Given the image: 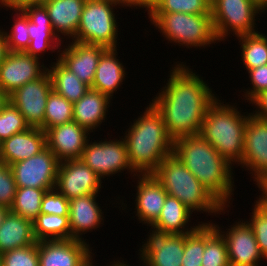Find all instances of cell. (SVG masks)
Returning a JSON list of instances; mask_svg holds the SVG:
<instances>
[{"label":"cell","instance_id":"9","mask_svg":"<svg viewBox=\"0 0 267 266\" xmlns=\"http://www.w3.org/2000/svg\"><path fill=\"white\" fill-rule=\"evenodd\" d=\"M120 139L109 141L105 139L99 142L95 140L90 142L88 139L80 160L100 178L110 177L127 169L129 173H134L133 176H137L130 165L124 138Z\"/></svg>","mask_w":267,"mask_h":266},{"label":"cell","instance_id":"14","mask_svg":"<svg viewBox=\"0 0 267 266\" xmlns=\"http://www.w3.org/2000/svg\"><path fill=\"white\" fill-rule=\"evenodd\" d=\"M234 224L226 232L221 231L216 223L213 224L226 241L230 266H259L260 260L265 258L252 228L244 220Z\"/></svg>","mask_w":267,"mask_h":266},{"label":"cell","instance_id":"41","mask_svg":"<svg viewBox=\"0 0 267 266\" xmlns=\"http://www.w3.org/2000/svg\"><path fill=\"white\" fill-rule=\"evenodd\" d=\"M40 213L69 216V200L56 189L46 191L42 198Z\"/></svg>","mask_w":267,"mask_h":266},{"label":"cell","instance_id":"2","mask_svg":"<svg viewBox=\"0 0 267 266\" xmlns=\"http://www.w3.org/2000/svg\"><path fill=\"white\" fill-rule=\"evenodd\" d=\"M173 154L226 209L232 200V164L199 134L174 140ZM231 199V200H230Z\"/></svg>","mask_w":267,"mask_h":266},{"label":"cell","instance_id":"50","mask_svg":"<svg viewBox=\"0 0 267 266\" xmlns=\"http://www.w3.org/2000/svg\"><path fill=\"white\" fill-rule=\"evenodd\" d=\"M9 96L0 88V111L8 103Z\"/></svg>","mask_w":267,"mask_h":266},{"label":"cell","instance_id":"45","mask_svg":"<svg viewBox=\"0 0 267 266\" xmlns=\"http://www.w3.org/2000/svg\"><path fill=\"white\" fill-rule=\"evenodd\" d=\"M255 182L262 194L261 196L259 195V198L255 200L254 204L267 210V173L262 174Z\"/></svg>","mask_w":267,"mask_h":266},{"label":"cell","instance_id":"35","mask_svg":"<svg viewBox=\"0 0 267 266\" xmlns=\"http://www.w3.org/2000/svg\"><path fill=\"white\" fill-rule=\"evenodd\" d=\"M1 5L12 11L14 10L16 14L14 13L13 18L17 17L14 18V24L10 27L12 29L9 32L4 30L9 52H24L30 43L28 17L21 9L12 8L3 0H0V7Z\"/></svg>","mask_w":267,"mask_h":266},{"label":"cell","instance_id":"13","mask_svg":"<svg viewBox=\"0 0 267 266\" xmlns=\"http://www.w3.org/2000/svg\"><path fill=\"white\" fill-rule=\"evenodd\" d=\"M102 179L80 159L59 164L55 189L68 200L93 193L103 188Z\"/></svg>","mask_w":267,"mask_h":266},{"label":"cell","instance_id":"48","mask_svg":"<svg viewBox=\"0 0 267 266\" xmlns=\"http://www.w3.org/2000/svg\"><path fill=\"white\" fill-rule=\"evenodd\" d=\"M116 4H118V6H123V7H132L137 9L138 7L142 9V0H110Z\"/></svg>","mask_w":267,"mask_h":266},{"label":"cell","instance_id":"37","mask_svg":"<svg viewBox=\"0 0 267 266\" xmlns=\"http://www.w3.org/2000/svg\"><path fill=\"white\" fill-rule=\"evenodd\" d=\"M30 126L26 123L24 116L10 102L0 111V143L14 134L26 131Z\"/></svg>","mask_w":267,"mask_h":266},{"label":"cell","instance_id":"7","mask_svg":"<svg viewBox=\"0 0 267 266\" xmlns=\"http://www.w3.org/2000/svg\"><path fill=\"white\" fill-rule=\"evenodd\" d=\"M265 10V0H211L210 14L217 41L224 42L230 33L238 37L258 32L255 18Z\"/></svg>","mask_w":267,"mask_h":266},{"label":"cell","instance_id":"21","mask_svg":"<svg viewBox=\"0 0 267 266\" xmlns=\"http://www.w3.org/2000/svg\"><path fill=\"white\" fill-rule=\"evenodd\" d=\"M137 176L136 216L140 223L150 227L158 219L168 194L153 174Z\"/></svg>","mask_w":267,"mask_h":266},{"label":"cell","instance_id":"3","mask_svg":"<svg viewBox=\"0 0 267 266\" xmlns=\"http://www.w3.org/2000/svg\"><path fill=\"white\" fill-rule=\"evenodd\" d=\"M127 130L124 141L130 165L137 174H152L164 158L173 153L174 140L151 101Z\"/></svg>","mask_w":267,"mask_h":266},{"label":"cell","instance_id":"24","mask_svg":"<svg viewBox=\"0 0 267 266\" xmlns=\"http://www.w3.org/2000/svg\"><path fill=\"white\" fill-rule=\"evenodd\" d=\"M86 0H51L44 4L53 27V32L63 39H73L77 33ZM61 34V35H60ZM62 37V38H61Z\"/></svg>","mask_w":267,"mask_h":266},{"label":"cell","instance_id":"30","mask_svg":"<svg viewBox=\"0 0 267 266\" xmlns=\"http://www.w3.org/2000/svg\"><path fill=\"white\" fill-rule=\"evenodd\" d=\"M36 241L71 239L69 216L39 214L33 220Z\"/></svg>","mask_w":267,"mask_h":266},{"label":"cell","instance_id":"5","mask_svg":"<svg viewBox=\"0 0 267 266\" xmlns=\"http://www.w3.org/2000/svg\"><path fill=\"white\" fill-rule=\"evenodd\" d=\"M152 174L168 195L177 198L192 212L216 216L226 210L173 153L165 157Z\"/></svg>","mask_w":267,"mask_h":266},{"label":"cell","instance_id":"42","mask_svg":"<svg viewBox=\"0 0 267 266\" xmlns=\"http://www.w3.org/2000/svg\"><path fill=\"white\" fill-rule=\"evenodd\" d=\"M16 182L9 165L0 161V206L11 208L16 194Z\"/></svg>","mask_w":267,"mask_h":266},{"label":"cell","instance_id":"19","mask_svg":"<svg viewBox=\"0 0 267 266\" xmlns=\"http://www.w3.org/2000/svg\"><path fill=\"white\" fill-rule=\"evenodd\" d=\"M46 146L62 162L80 159L90 133L75 121L45 131Z\"/></svg>","mask_w":267,"mask_h":266},{"label":"cell","instance_id":"49","mask_svg":"<svg viewBox=\"0 0 267 266\" xmlns=\"http://www.w3.org/2000/svg\"><path fill=\"white\" fill-rule=\"evenodd\" d=\"M161 0H142V8H146L147 13Z\"/></svg>","mask_w":267,"mask_h":266},{"label":"cell","instance_id":"34","mask_svg":"<svg viewBox=\"0 0 267 266\" xmlns=\"http://www.w3.org/2000/svg\"><path fill=\"white\" fill-rule=\"evenodd\" d=\"M71 121H73V103L52 89L45 107L44 131Z\"/></svg>","mask_w":267,"mask_h":266},{"label":"cell","instance_id":"44","mask_svg":"<svg viewBox=\"0 0 267 266\" xmlns=\"http://www.w3.org/2000/svg\"><path fill=\"white\" fill-rule=\"evenodd\" d=\"M251 103L256 106V110L252 114L260 119L267 120V91L261 93Z\"/></svg>","mask_w":267,"mask_h":266},{"label":"cell","instance_id":"25","mask_svg":"<svg viewBox=\"0 0 267 266\" xmlns=\"http://www.w3.org/2000/svg\"><path fill=\"white\" fill-rule=\"evenodd\" d=\"M112 100L109 96L90 88L77 102L73 103V121L89 133L105 121Z\"/></svg>","mask_w":267,"mask_h":266},{"label":"cell","instance_id":"36","mask_svg":"<svg viewBox=\"0 0 267 266\" xmlns=\"http://www.w3.org/2000/svg\"><path fill=\"white\" fill-rule=\"evenodd\" d=\"M205 249V223L192 233L184 234V255L182 266H202Z\"/></svg>","mask_w":267,"mask_h":266},{"label":"cell","instance_id":"51","mask_svg":"<svg viewBox=\"0 0 267 266\" xmlns=\"http://www.w3.org/2000/svg\"><path fill=\"white\" fill-rule=\"evenodd\" d=\"M10 209L5 206H0V226L2 225L5 216L7 215Z\"/></svg>","mask_w":267,"mask_h":266},{"label":"cell","instance_id":"1","mask_svg":"<svg viewBox=\"0 0 267 266\" xmlns=\"http://www.w3.org/2000/svg\"><path fill=\"white\" fill-rule=\"evenodd\" d=\"M180 63L170 67L168 82L152 100L173 140L199 134L208 107L217 99L203 77Z\"/></svg>","mask_w":267,"mask_h":266},{"label":"cell","instance_id":"23","mask_svg":"<svg viewBox=\"0 0 267 266\" xmlns=\"http://www.w3.org/2000/svg\"><path fill=\"white\" fill-rule=\"evenodd\" d=\"M46 147L45 131L30 127L0 143V161L11 165L35 156Z\"/></svg>","mask_w":267,"mask_h":266},{"label":"cell","instance_id":"32","mask_svg":"<svg viewBox=\"0 0 267 266\" xmlns=\"http://www.w3.org/2000/svg\"><path fill=\"white\" fill-rule=\"evenodd\" d=\"M202 266H230L227 244L213 222H205V249Z\"/></svg>","mask_w":267,"mask_h":266},{"label":"cell","instance_id":"46","mask_svg":"<svg viewBox=\"0 0 267 266\" xmlns=\"http://www.w3.org/2000/svg\"><path fill=\"white\" fill-rule=\"evenodd\" d=\"M7 5L12 8L21 9L29 6L44 5L51 0H3Z\"/></svg>","mask_w":267,"mask_h":266},{"label":"cell","instance_id":"53","mask_svg":"<svg viewBox=\"0 0 267 266\" xmlns=\"http://www.w3.org/2000/svg\"><path fill=\"white\" fill-rule=\"evenodd\" d=\"M121 261H120V259H119V261L117 260L116 266H130L129 264H126V262H124L123 260H121Z\"/></svg>","mask_w":267,"mask_h":266},{"label":"cell","instance_id":"16","mask_svg":"<svg viewBox=\"0 0 267 266\" xmlns=\"http://www.w3.org/2000/svg\"><path fill=\"white\" fill-rule=\"evenodd\" d=\"M77 239L38 241L39 266H83L94 254Z\"/></svg>","mask_w":267,"mask_h":266},{"label":"cell","instance_id":"17","mask_svg":"<svg viewBox=\"0 0 267 266\" xmlns=\"http://www.w3.org/2000/svg\"><path fill=\"white\" fill-rule=\"evenodd\" d=\"M241 168L250 170L255 181L267 173V120L249 114L244 133Z\"/></svg>","mask_w":267,"mask_h":266},{"label":"cell","instance_id":"15","mask_svg":"<svg viewBox=\"0 0 267 266\" xmlns=\"http://www.w3.org/2000/svg\"><path fill=\"white\" fill-rule=\"evenodd\" d=\"M39 61L23 51L9 52L0 64V88L9 96L26 83L42 77L48 67Z\"/></svg>","mask_w":267,"mask_h":266},{"label":"cell","instance_id":"4","mask_svg":"<svg viewBox=\"0 0 267 266\" xmlns=\"http://www.w3.org/2000/svg\"><path fill=\"white\" fill-rule=\"evenodd\" d=\"M217 98L207 109L199 135L231 164H241L249 114ZM235 162V163H234Z\"/></svg>","mask_w":267,"mask_h":266},{"label":"cell","instance_id":"38","mask_svg":"<svg viewBox=\"0 0 267 266\" xmlns=\"http://www.w3.org/2000/svg\"><path fill=\"white\" fill-rule=\"evenodd\" d=\"M211 0H161L149 12L210 14Z\"/></svg>","mask_w":267,"mask_h":266},{"label":"cell","instance_id":"52","mask_svg":"<svg viewBox=\"0 0 267 266\" xmlns=\"http://www.w3.org/2000/svg\"><path fill=\"white\" fill-rule=\"evenodd\" d=\"M93 260V258H90L83 266H95L93 263L94 262H92V260ZM116 263H117V261H115L114 260V262L110 265H108V266H116Z\"/></svg>","mask_w":267,"mask_h":266},{"label":"cell","instance_id":"47","mask_svg":"<svg viewBox=\"0 0 267 266\" xmlns=\"http://www.w3.org/2000/svg\"><path fill=\"white\" fill-rule=\"evenodd\" d=\"M9 49L6 40L5 33L2 29H0V64L3 62L5 57L8 55Z\"/></svg>","mask_w":267,"mask_h":266},{"label":"cell","instance_id":"6","mask_svg":"<svg viewBox=\"0 0 267 266\" xmlns=\"http://www.w3.org/2000/svg\"><path fill=\"white\" fill-rule=\"evenodd\" d=\"M150 22L163 37L175 45L198 48L218 42L214 33L211 14L183 12H148Z\"/></svg>","mask_w":267,"mask_h":266},{"label":"cell","instance_id":"20","mask_svg":"<svg viewBox=\"0 0 267 266\" xmlns=\"http://www.w3.org/2000/svg\"><path fill=\"white\" fill-rule=\"evenodd\" d=\"M28 17V31L30 43L24 51L30 56L41 59L39 53L47 50L55 52L62 47V40L53 32L49 14L44 5L21 8ZM57 48V49H56Z\"/></svg>","mask_w":267,"mask_h":266},{"label":"cell","instance_id":"33","mask_svg":"<svg viewBox=\"0 0 267 266\" xmlns=\"http://www.w3.org/2000/svg\"><path fill=\"white\" fill-rule=\"evenodd\" d=\"M49 190L52 189L17 187L14 203L10 210L33 221L40 214L42 198Z\"/></svg>","mask_w":267,"mask_h":266},{"label":"cell","instance_id":"11","mask_svg":"<svg viewBox=\"0 0 267 266\" xmlns=\"http://www.w3.org/2000/svg\"><path fill=\"white\" fill-rule=\"evenodd\" d=\"M52 82L48 72L42 77L30 81L9 95V101L24 116L30 127L44 131L45 107Z\"/></svg>","mask_w":267,"mask_h":266},{"label":"cell","instance_id":"22","mask_svg":"<svg viewBox=\"0 0 267 266\" xmlns=\"http://www.w3.org/2000/svg\"><path fill=\"white\" fill-rule=\"evenodd\" d=\"M96 197H98V193L69 200L71 239L86 241L81 236L92 231V229L96 230L103 224V209L98 206L99 203H97Z\"/></svg>","mask_w":267,"mask_h":266},{"label":"cell","instance_id":"26","mask_svg":"<svg viewBox=\"0 0 267 266\" xmlns=\"http://www.w3.org/2000/svg\"><path fill=\"white\" fill-rule=\"evenodd\" d=\"M117 48H107L100 56L98 66L96 68L92 89L109 96L111 99L116 93L119 86L126 79V68L123 63L116 57L118 55Z\"/></svg>","mask_w":267,"mask_h":266},{"label":"cell","instance_id":"39","mask_svg":"<svg viewBox=\"0 0 267 266\" xmlns=\"http://www.w3.org/2000/svg\"><path fill=\"white\" fill-rule=\"evenodd\" d=\"M1 256V266H39L38 242L7 251Z\"/></svg>","mask_w":267,"mask_h":266},{"label":"cell","instance_id":"8","mask_svg":"<svg viewBox=\"0 0 267 266\" xmlns=\"http://www.w3.org/2000/svg\"><path fill=\"white\" fill-rule=\"evenodd\" d=\"M117 5L110 0H86L77 33L71 40L117 48L119 31L114 13Z\"/></svg>","mask_w":267,"mask_h":266},{"label":"cell","instance_id":"28","mask_svg":"<svg viewBox=\"0 0 267 266\" xmlns=\"http://www.w3.org/2000/svg\"><path fill=\"white\" fill-rule=\"evenodd\" d=\"M191 216L192 211L182 202L175 197L167 195L158 219L151 226L173 235L190 234L201 225L199 223L196 226H190L188 228V223L191 222Z\"/></svg>","mask_w":267,"mask_h":266},{"label":"cell","instance_id":"43","mask_svg":"<svg viewBox=\"0 0 267 266\" xmlns=\"http://www.w3.org/2000/svg\"><path fill=\"white\" fill-rule=\"evenodd\" d=\"M246 71H248L252 87L246 89L242 96L250 103L261 93L267 91V64Z\"/></svg>","mask_w":267,"mask_h":266},{"label":"cell","instance_id":"12","mask_svg":"<svg viewBox=\"0 0 267 266\" xmlns=\"http://www.w3.org/2000/svg\"><path fill=\"white\" fill-rule=\"evenodd\" d=\"M151 228L148 239L138 250L140 262H143L141 266H182L184 234L173 235Z\"/></svg>","mask_w":267,"mask_h":266},{"label":"cell","instance_id":"10","mask_svg":"<svg viewBox=\"0 0 267 266\" xmlns=\"http://www.w3.org/2000/svg\"><path fill=\"white\" fill-rule=\"evenodd\" d=\"M60 161L46 146L35 156L9 165L16 186L55 189Z\"/></svg>","mask_w":267,"mask_h":266},{"label":"cell","instance_id":"29","mask_svg":"<svg viewBox=\"0 0 267 266\" xmlns=\"http://www.w3.org/2000/svg\"><path fill=\"white\" fill-rule=\"evenodd\" d=\"M53 65L47 68L52 82V89L66 98L69 102H77L90 89L88 85L83 83L74 73L70 72L63 66L58 58Z\"/></svg>","mask_w":267,"mask_h":266},{"label":"cell","instance_id":"18","mask_svg":"<svg viewBox=\"0 0 267 266\" xmlns=\"http://www.w3.org/2000/svg\"><path fill=\"white\" fill-rule=\"evenodd\" d=\"M67 45L57 51L58 61L91 88L100 56L107 48L77 41Z\"/></svg>","mask_w":267,"mask_h":266},{"label":"cell","instance_id":"40","mask_svg":"<svg viewBox=\"0 0 267 266\" xmlns=\"http://www.w3.org/2000/svg\"><path fill=\"white\" fill-rule=\"evenodd\" d=\"M252 211L251 219L249 218L250 221L246 222L252 228L259 249L267 260V210L255 204Z\"/></svg>","mask_w":267,"mask_h":266},{"label":"cell","instance_id":"27","mask_svg":"<svg viewBox=\"0 0 267 266\" xmlns=\"http://www.w3.org/2000/svg\"><path fill=\"white\" fill-rule=\"evenodd\" d=\"M35 243L33 221L9 210L0 226V255Z\"/></svg>","mask_w":267,"mask_h":266},{"label":"cell","instance_id":"31","mask_svg":"<svg viewBox=\"0 0 267 266\" xmlns=\"http://www.w3.org/2000/svg\"><path fill=\"white\" fill-rule=\"evenodd\" d=\"M240 43L243 65L247 70L267 64V35L256 32L254 34L237 37Z\"/></svg>","mask_w":267,"mask_h":266}]
</instances>
